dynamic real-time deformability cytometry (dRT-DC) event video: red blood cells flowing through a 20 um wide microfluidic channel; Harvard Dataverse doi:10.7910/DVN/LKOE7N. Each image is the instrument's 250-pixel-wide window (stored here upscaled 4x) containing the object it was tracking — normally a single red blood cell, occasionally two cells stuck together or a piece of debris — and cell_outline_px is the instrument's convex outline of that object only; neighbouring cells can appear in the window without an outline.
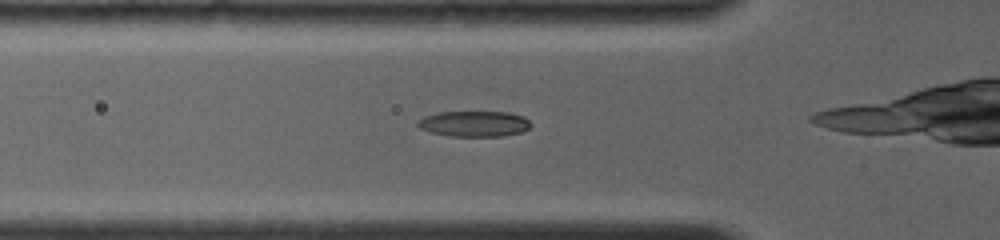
{"species": "common noctule bat (a hibernating species)", "species_latin": "Nyctalus noctula", "temperature_condition": "room temperature", "stored_images_in_passage": 6, "camera_frame_rate_fps": 4000, "um_per_image_px": 0.085, "animal": {"sex": "female", "body_mass_g": 19.0, "forearm_length_mm": 56.7}, "frame": {"image": 1, "passage_image": 3, "time_ms": 1.25, "image_size_px": [1000, 240], "cell_outline_px": [[532, 124], [528, 128], [520, 132], [504, 136], [448, 136], [428, 132], [420, 128], [416, 124], [424, 116], [436, 112], [508, 112], [524, 116]], "centroid_in_image_um": [40.29, 10.52], "position_along_channel_um": 85.5, "area_um2": 16.99}}
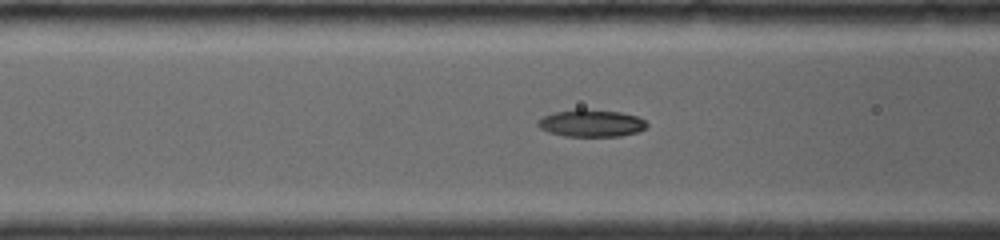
{"frame": {"image": 2, "passage_image": 5, "time_ms": 2.0, "image_size_px": [1000, 240], "cell_outline_px": [[648, 124], [644, 128], [636, 132], [620, 136], [564, 136], [548, 132], [540, 128], [536, 124], [536, 120], [544, 116], [556, 112], [576, 108], [584, 108], [620, 112], [636, 116], [644, 120]], "centroid_in_image_um": [50.21, 10.46], "position_along_channel_um": 116.4, "area_um2": 17.34}}